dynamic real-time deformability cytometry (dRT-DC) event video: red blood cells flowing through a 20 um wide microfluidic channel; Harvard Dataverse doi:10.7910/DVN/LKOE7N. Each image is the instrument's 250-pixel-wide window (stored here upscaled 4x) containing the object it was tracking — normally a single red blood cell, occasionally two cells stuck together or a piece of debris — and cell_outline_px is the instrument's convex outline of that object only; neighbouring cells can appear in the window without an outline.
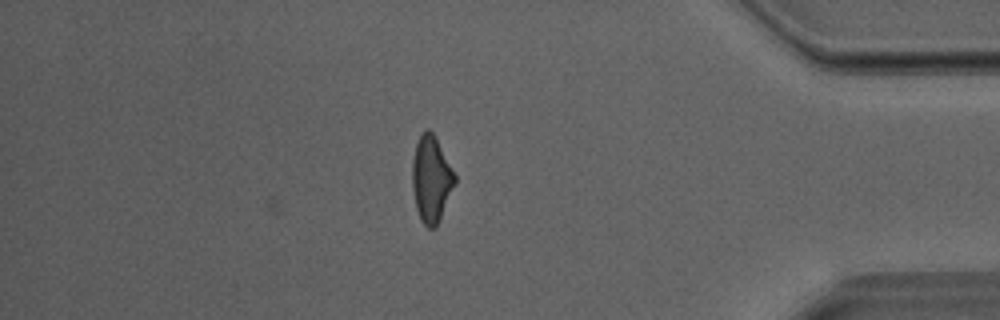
{"species": "Egyptian fruit bat (a non-hibernating species)", "species_latin": "Rousettus aegyptiacus", "temperature_condition": "room temperature", "stored_images_in_passage": 24, "camera_frame_rate_fps": 3000, "um_per_image_px": 0.085, "animal": {"sex": "male"}, "frame": {"image": 1, "passage_image": 24, "time_ms": 7.667, "image_size_px": [1000, 320], "cell_outline_px": [[456, 184], [440, 220], [436, 228], [428, 228], [420, 220], [416, 208], [412, 188], [412, 160], [416, 144], [424, 128], [428, 128], [432, 132], [456, 176]], "centroid_in_image_um": [36.65, 15.26], "position_along_channel_um": 398.5, "area_um2": 21.44}}